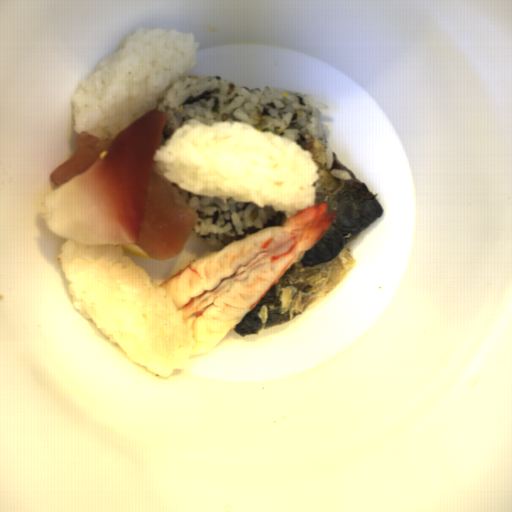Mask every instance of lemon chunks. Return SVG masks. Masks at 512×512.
<instances>
[{"instance_id":"obj_1","label":"lemon chunks","mask_w":512,"mask_h":512,"mask_svg":"<svg viewBox=\"0 0 512 512\" xmlns=\"http://www.w3.org/2000/svg\"><path fill=\"white\" fill-rule=\"evenodd\" d=\"M123 253L128 254L133 257H147L149 258L142 249L135 243V244H120Z\"/></svg>"}]
</instances>
